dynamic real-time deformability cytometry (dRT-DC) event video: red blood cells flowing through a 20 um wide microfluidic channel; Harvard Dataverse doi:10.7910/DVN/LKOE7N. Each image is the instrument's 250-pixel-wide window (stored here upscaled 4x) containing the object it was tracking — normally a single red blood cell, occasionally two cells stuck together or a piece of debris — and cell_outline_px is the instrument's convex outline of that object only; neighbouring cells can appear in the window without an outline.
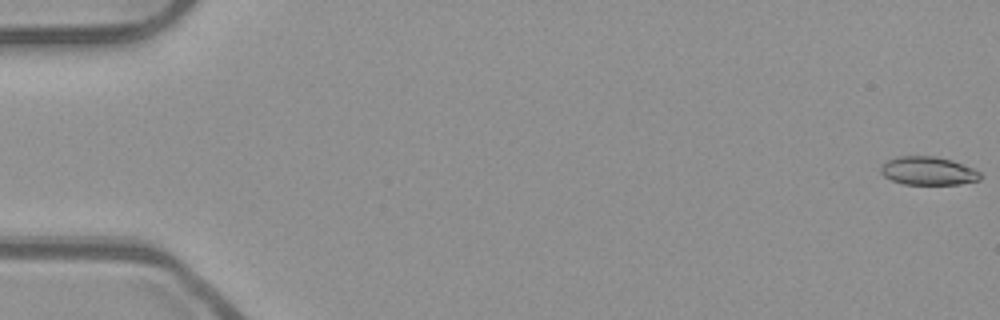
{"species": "common noctule bat (a hibernating species)", "species_latin": "Nyctalus noctula", "temperature_condition": "room temperature", "stored_images_in_passage": 54, "camera_frame_rate_fps": 3000, "um_per_image_px": 0.085, "animal": {"sex": "male", "body_mass_g": 23.1, "forearm_length_mm": 52.7}, "frame": {"image": 1, "passage_image": 1, "time_ms": 0.0, "image_size_px": [1000, 320], "cell_outline_px": [[980, 180], [960, 184], [904, 184], [892, 180], [884, 176], [880, 172], [880, 168], [888, 160], [896, 156], [936, 156], [952, 160], [972, 168], [980, 172]], "centroid_in_image_um": [78.88, 14.52], "position_along_channel_um": 6.1, "area_um2": 16.36}}
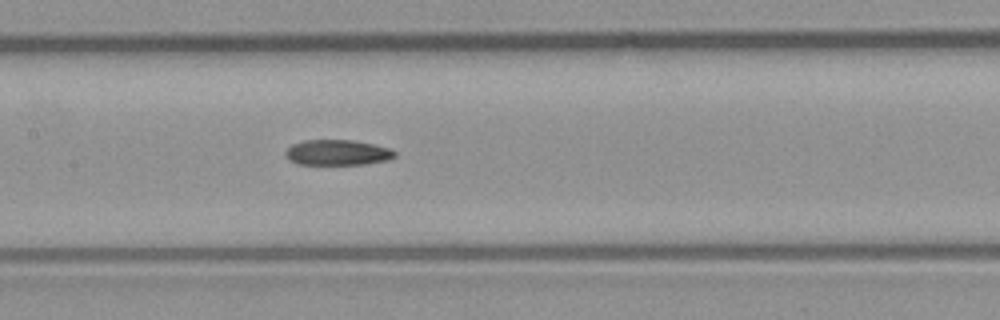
{"frame": {"image": 2, "passage_image": 27, "time_ms": 8.667, "image_size_px": [1000, 320], "cell_outline_px": [[396, 156], [388, 160], [364, 164], [296, 164], [288, 160], [284, 156], [284, 152], [292, 144], [304, 140], [352, 140], [372, 144], [388, 148], [396, 152]], "centroid_in_image_um": [28.63, 12.97], "position_along_channel_um": 178.8, "area_um2": 16.24}}
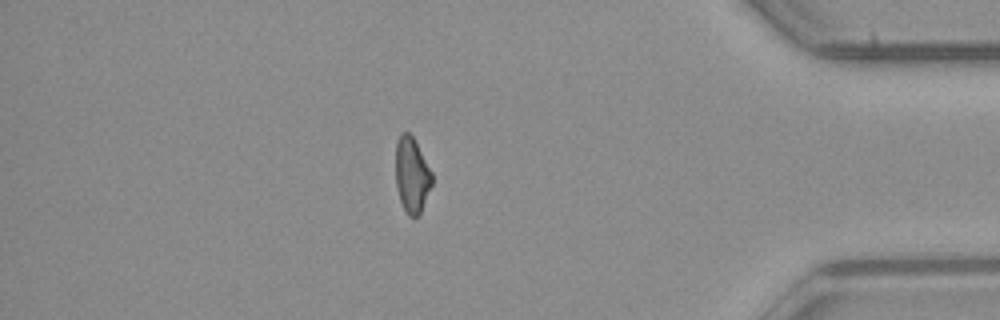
{"frame": {"image": 3, "passage_image": 47, "time_ms": 15.333, "image_size_px": [1000, 320], "cell_outline_px": [[432, 184], [420, 212], [416, 216], [408, 216], [400, 200], [396, 188], [396, 140], [400, 132], [408, 132], [412, 136], [432, 172]], "centroid_in_image_um": [34.99, 14.84], "position_along_channel_um": 400.2, "area_um2": 15.78}, "authors_computed_cell_mechanics": {"area_um2": 16.8776, "velocity_mm_per_s": 3.9028, "shape_relaxation_time_tau1_ms": 11.3488, "shape_relaxation_time_tau2_ms": null, "deformation_change_tau1": 0.2113, "deformation_change_tau2": null}}